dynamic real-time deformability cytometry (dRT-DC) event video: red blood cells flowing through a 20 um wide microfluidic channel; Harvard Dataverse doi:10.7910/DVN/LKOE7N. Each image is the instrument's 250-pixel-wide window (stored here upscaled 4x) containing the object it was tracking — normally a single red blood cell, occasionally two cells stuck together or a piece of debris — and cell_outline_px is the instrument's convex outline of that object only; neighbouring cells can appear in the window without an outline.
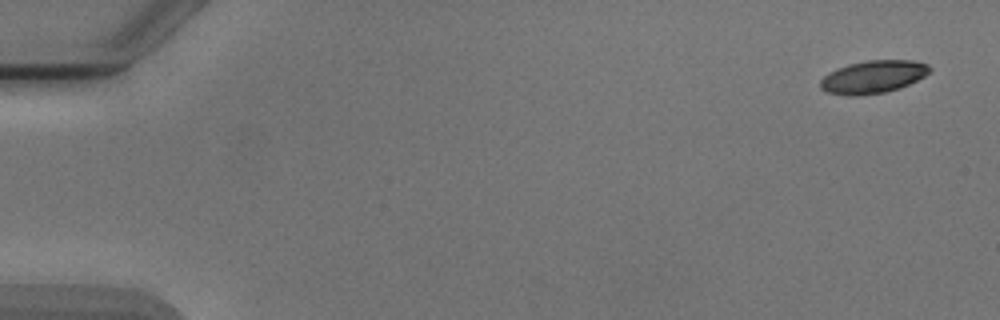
{"species": "Egyptian fruit bat (a non-hibernating species)", "species_latin": "Rousettus aegyptiacus", "temperature_condition": "cold", "stored_images_in_passage": 5, "camera_frame_rate_fps": 3000, "um_per_image_px": 0.085, "animal": {"sex": "male"}, "frame": {"image": 1, "passage_image": 1, "time_ms": 0.0, "image_size_px": [1000, 320], "cell_outline_px": [[932, 72], [900, 88], [884, 92], [856, 96], [848, 96], [828, 92], [820, 88], [820, 80], [828, 72], [836, 68], [848, 64], [868, 60], [912, 60], [928, 64], [932, 68]], "centroid_in_image_um": [74.21, 6.52], "position_along_channel_um": 10.8, "area_um2": 20.98}}
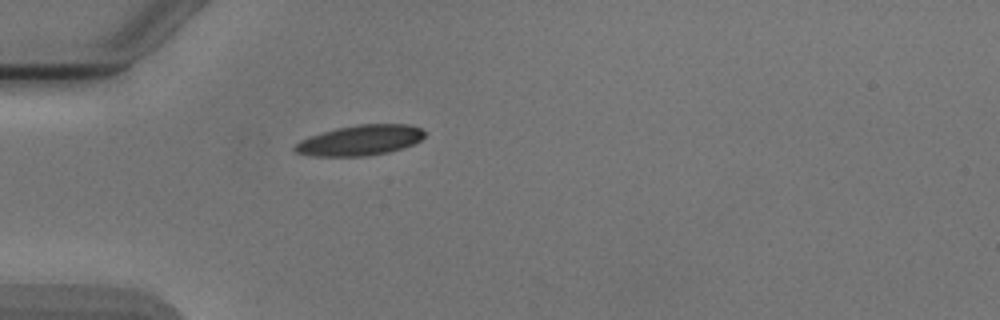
{"frame": {"image": 2, "passage_image": 5, "time_ms": 4.667, "image_size_px": [1000, 320], "cell_outline_px": [[424, 136], [420, 140], [412, 144], [388, 152], [364, 156], [312, 156], [296, 152], [292, 148], [300, 140], [308, 136], [336, 128], [356, 124], [408, 124], [420, 128], [424, 132]], "centroid_in_image_um": [30.56, 11.92], "position_along_channel_um": 54.4, "area_um2": 22.83}}